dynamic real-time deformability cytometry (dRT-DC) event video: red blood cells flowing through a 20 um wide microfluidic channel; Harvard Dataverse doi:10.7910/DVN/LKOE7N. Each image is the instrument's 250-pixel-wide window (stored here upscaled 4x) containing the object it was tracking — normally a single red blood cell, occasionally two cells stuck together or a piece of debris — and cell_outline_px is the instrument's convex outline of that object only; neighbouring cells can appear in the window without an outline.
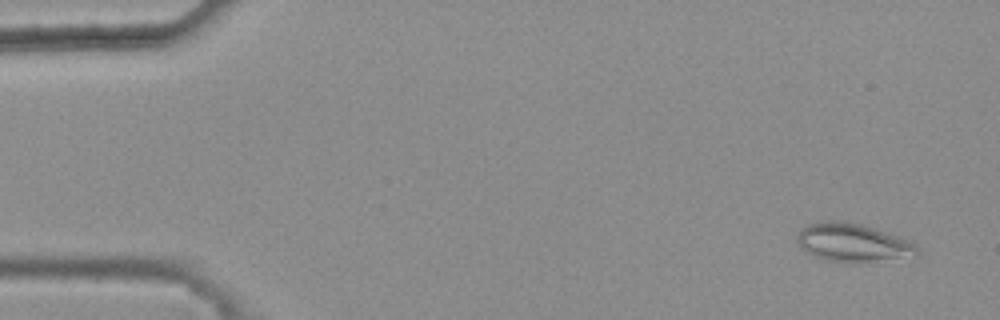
{"species": "common noctule bat (a hibernating species)", "species_latin": "Nyctalus noctula", "temperature_condition": "warm", "stored_images_in_passage": 45, "camera_frame_rate_fps": 3000, "um_per_image_px": 0.085, "animal": {"sex": "female", "body_mass_g": 25.1}, "frame": {"image": 1, "passage_image": 3, "time_ms": 0.667, "image_size_px": [1000, 320], "cell_outline_px": [[920, 252], [856, 264], [848, 264], [828, 260], [812, 256], [804, 252], [796, 240], [796, 236], [800, 228], [808, 224], [820, 220], [836, 220], [860, 224], [908, 240], [916, 244], [920, 248]], "centroid_in_image_um": [72.34, 20.62], "position_along_channel_um": 12.7, "area_um2": 26.65}}
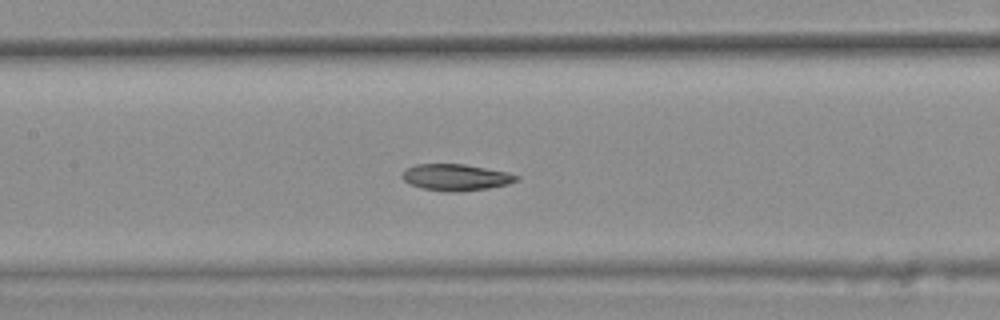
{"frame": {"image": 2, "passage_image": 25, "time_ms": 8.0, "image_size_px": [1000, 320], "cell_outline_px": [[520, 176], [516, 180], [508, 184], [488, 188], [456, 192], [424, 188], [412, 184], [404, 180], [400, 176], [404, 168], [416, 164], [464, 164], [508, 172]], "centroid_in_image_um": [38.73, 15.05], "position_along_channel_um": 168.7, "area_um2": 17.46}}
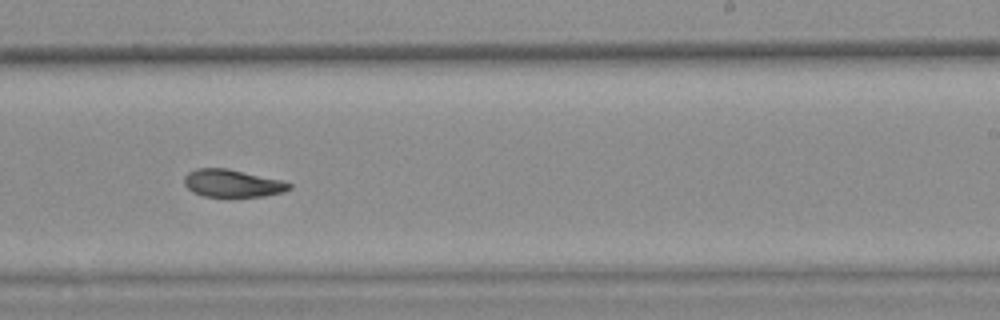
{"frame": {"image": 3, "passage_image": 33, "time_ms": 10.667, "image_size_px": [1000, 320], "cell_outline_px": [[292, 188], [284, 192], [264, 196], [204, 196], [192, 192], [184, 184], [184, 176], [188, 172], [196, 168], [228, 168], [280, 180], [292, 184]], "centroid_in_image_um": [19.74, 15.57], "position_along_channel_um": 269.3, "area_um2": 16.82}, "authors_computed_cell_mechanics": {"area_um2": 18.1492, "velocity_mm_per_s": 3.7826, "shape_relaxation_time_tau1_ms": null, "shape_relaxation_time_tau2_ms": 5.5283, "deformation_change_tau1": null, "deformation_change_tau2": 0.1007}}